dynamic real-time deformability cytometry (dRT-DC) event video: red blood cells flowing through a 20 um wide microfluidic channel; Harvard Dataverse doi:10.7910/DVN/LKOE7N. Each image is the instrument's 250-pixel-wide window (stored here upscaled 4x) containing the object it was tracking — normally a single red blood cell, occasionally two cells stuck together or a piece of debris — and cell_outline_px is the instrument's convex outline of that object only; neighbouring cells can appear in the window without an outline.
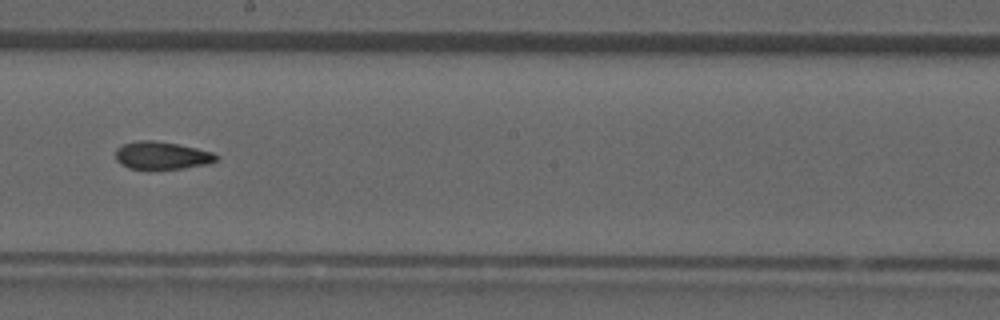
{"species": "common noctule bat (a hibernating species)", "species_latin": "Nyctalus noctula", "temperature_condition": "room temperature", "stored_images_in_passage": 39, "camera_frame_rate_fps": 3000, "um_per_image_px": 0.085, "animal": {"sex": "male", "forearm_length_mm": 52.5}, "frame": {"image": 1, "passage_image": 23, "time_ms": 7.333, "image_size_px": [1000, 320], "cell_outline_px": [[220, 156], [216, 160], [208, 164], [184, 168], [128, 168], [120, 164], [116, 160], [116, 148], [124, 144], [136, 140], [156, 140], [196, 148], [212, 152]], "centroid_in_image_um": [13.75, 13.2], "position_along_channel_um": 234.5, "area_um2": 16.13}}